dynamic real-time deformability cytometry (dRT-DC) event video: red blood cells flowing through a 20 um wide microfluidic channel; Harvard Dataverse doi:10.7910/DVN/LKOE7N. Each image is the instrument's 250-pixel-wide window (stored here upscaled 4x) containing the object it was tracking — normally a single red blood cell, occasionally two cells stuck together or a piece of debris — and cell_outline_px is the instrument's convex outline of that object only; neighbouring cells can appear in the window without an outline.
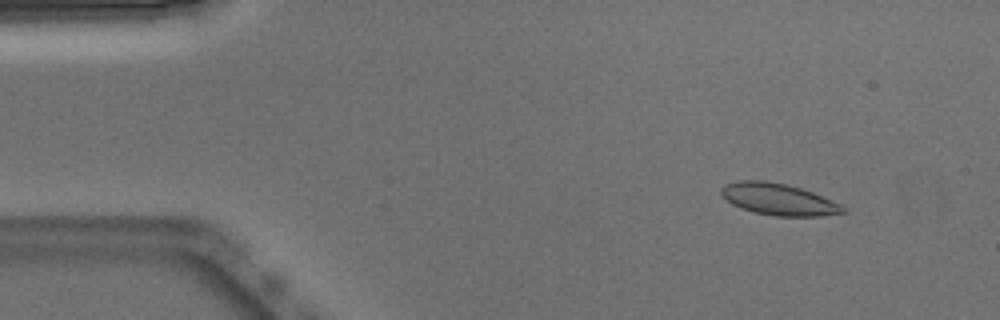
{"species": "Egyptian fruit bat (a non-hibernating species)", "species_latin": "Rousettus aegyptiacus", "temperature_condition": "warm", "stored_images_in_passage": 52, "camera_frame_rate_fps": 3000, "um_per_image_px": 0.085, "animal": {"sex": "male"}, "frame": {"image": 1, "passage_image": 6, "time_ms": 1.667, "image_size_px": [1000, 320], "cell_outline_px": [[848, 212], [820, 216], [776, 216], [756, 212], [740, 208], [732, 204], [720, 196], [720, 188], [724, 184], [740, 180], [764, 180], [788, 184], [812, 192], [840, 204]], "centroid_in_image_um": [66.12, 16.93], "position_along_channel_um": 18.9, "area_um2": 22.54}}
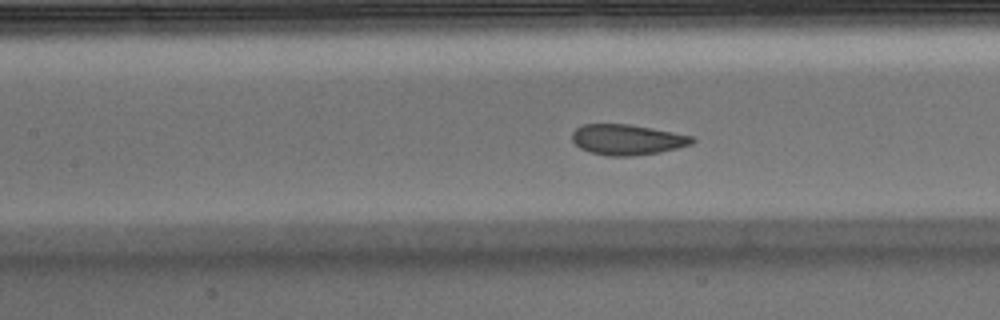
{"frame": {"image": 2, "passage_image": 23, "time_ms": 7.333, "image_size_px": [1000, 320], "cell_outline_px": [[696, 140], [692, 144], [660, 152], [632, 156], [608, 156], [592, 152], [580, 148], [572, 140], [572, 132], [576, 128], [584, 124], [628, 124], [652, 128], [692, 136]], "centroid_in_image_um": [53.31, 11.87], "position_along_channel_um": 154.1, "area_um2": 21.21}}
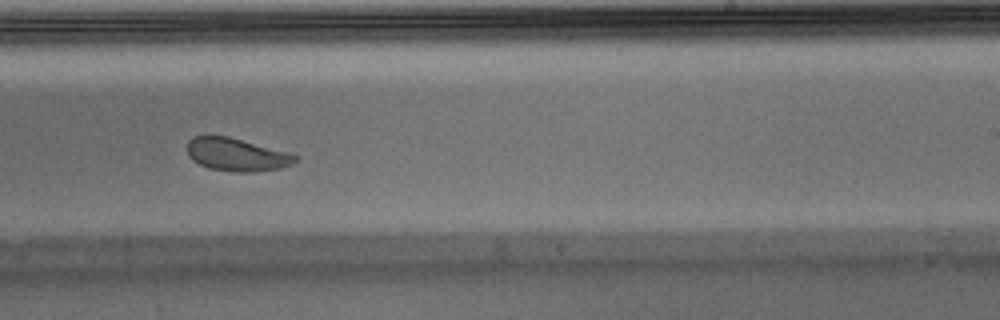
{"frame": {"image": 3, "passage_image": 32, "time_ms": 10.333, "image_size_px": [1000, 320], "cell_outline_px": [[300, 156], [292, 164], [280, 168], [256, 172], [232, 172], [208, 168], [192, 160], [188, 156], [188, 140], [192, 136], [228, 136], [292, 152]], "centroid_in_image_um": [20.16, 13.14], "position_along_channel_um": 268.8, "area_um2": 21.1}, "authors_computed_cell_mechanics": {"area_um2": 22.0218, "velocity_mm_per_s": 3.843, "shape_relaxation_time_tau1_ms": 2.2152, "shape_relaxation_time_tau2_ms": 2.0014, "deformation_change_tau1": 0.1008, "deformation_change_tau2": 0.0564}}